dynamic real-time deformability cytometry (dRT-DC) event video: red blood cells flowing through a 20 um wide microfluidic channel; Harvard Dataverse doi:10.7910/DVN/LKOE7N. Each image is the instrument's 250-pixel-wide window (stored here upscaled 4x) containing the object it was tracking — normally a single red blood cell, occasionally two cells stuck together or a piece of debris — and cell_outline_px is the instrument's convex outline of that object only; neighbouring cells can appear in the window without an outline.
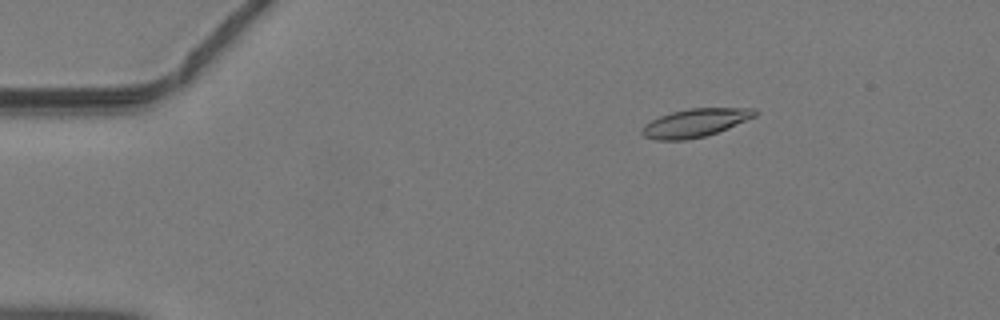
{"species": "common noctule bat (a hibernating species)", "species_latin": "Nyctalus noctula", "temperature_condition": "warm", "stored_images_in_passage": 44, "camera_frame_rate_fps": 3000, "um_per_image_px": 0.085, "animal": {"sex": "male", "body_mass_g": 19.2, "forearm_length_mm": 51.8}, "frame": {"image": 1, "passage_image": 5, "time_ms": 1.333, "image_size_px": [1000, 320], "cell_outline_px": [[760, 112], [756, 116], [728, 128], [704, 136], [684, 140], [656, 140], [644, 136], [640, 132], [640, 128], [644, 124], [660, 116], [672, 112], [688, 108], [752, 108]], "centroid_in_image_um": [59.08, 10.44], "position_along_channel_um": 25.9, "area_um2": 18.55}}
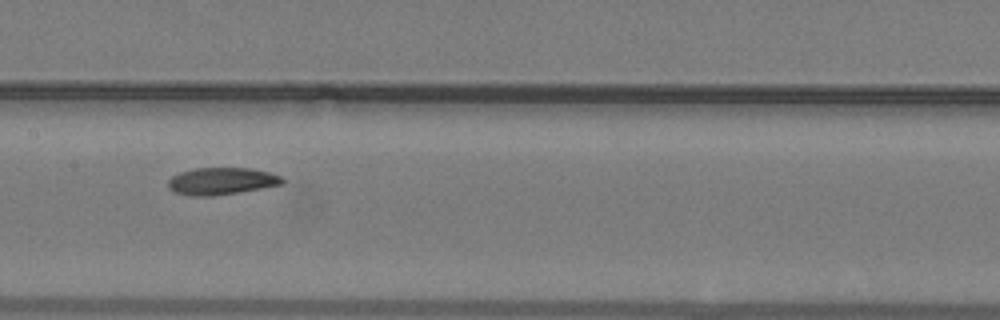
{"frame": {"image": 2, "passage_image": 21, "time_ms": 6.667, "image_size_px": [1000, 320], "cell_outline_px": [[284, 184], [212, 196], [188, 196], [176, 192], [168, 188], [168, 180], [172, 176], [180, 172], [196, 168], [248, 168], [268, 172], [280, 176], [284, 180]], "centroid_in_image_um": [18.79, 15.39], "position_along_channel_um": 188.6, "area_um2": 17.86}}
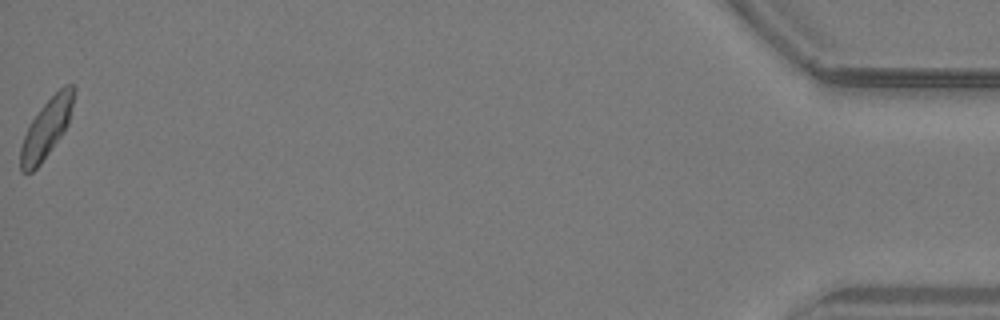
{"frame": {"image": 3, "passage_image": 44, "time_ms": 14.333, "image_size_px": [1000, 320], "cell_outline_px": [[76, 92], [68, 124], [64, 132], [40, 164], [32, 172], [20, 172], [20, 148], [24, 136], [32, 120], [40, 108], [64, 84], [72, 84], [76, 88]], "centroid_in_image_um": [3.97, 10.89], "position_along_channel_um": 431.2, "area_um2": 18.15}}